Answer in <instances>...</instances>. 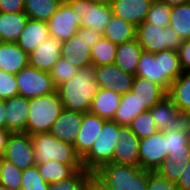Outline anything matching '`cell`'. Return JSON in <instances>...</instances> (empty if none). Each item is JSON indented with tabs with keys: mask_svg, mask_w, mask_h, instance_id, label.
<instances>
[{
	"mask_svg": "<svg viewBox=\"0 0 190 190\" xmlns=\"http://www.w3.org/2000/svg\"><path fill=\"white\" fill-rule=\"evenodd\" d=\"M98 90L93 65L79 68L75 76L56 88L64 109L83 113L89 112Z\"/></svg>",
	"mask_w": 190,
	"mask_h": 190,
	"instance_id": "cell-1",
	"label": "cell"
},
{
	"mask_svg": "<svg viewBox=\"0 0 190 190\" xmlns=\"http://www.w3.org/2000/svg\"><path fill=\"white\" fill-rule=\"evenodd\" d=\"M182 72L178 51L169 49L157 53L143 51L135 76L148 79L168 92L171 84Z\"/></svg>",
	"mask_w": 190,
	"mask_h": 190,
	"instance_id": "cell-2",
	"label": "cell"
},
{
	"mask_svg": "<svg viewBox=\"0 0 190 190\" xmlns=\"http://www.w3.org/2000/svg\"><path fill=\"white\" fill-rule=\"evenodd\" d=\"M108 190H147L148 170L140 166L107 163L93 173Z\"/></svg>",
	"mask_w": 190,
	"mask_h": 190,
	"instance_id": "cell-3",
	"label": "cell"
},
{
	"mask_svg": "<svg viewBox=\"0 0 190 190\" xmlns=\"http://www.w3.org/2000/svg\"><path fill=\"white\" fill-rule=\"evenodd\" d=\"M31 138L36 164L57 161L71 165L76 171L84 170L81 157L76 153L73 144L57 139L50 132L38 133Z\"/></svg>",
	"mask_w": 190,
	"mask_h": 190,
	"instance_id": "cell-4",
	"label": "cell"
},
{
	"mask_svg": "<svg viewBox=\"0 0 190 190\" xmlns=\"http://www.w3.org/2000/svg\"><path fill=\"white\" fill-rule=\"evenodd\" d=\"M64 107L57 91L29 99V115L25 133L35 135L49 132Z\"/></svg>",
	"mask_w": 190,
	"mask_h": 190,
	"instance_id": "cell-5",
	"label": "cell"
},
{
	"mask_svg": "<svg viewBox=\"0 0 190 190\" xmlns=\"http://www.w3.org/2000/svg\"><path fill=\"white\" fill-rule=\"evenodd\" d=\"M120 125L106 120L90 150L81 158L83 168L95 173L100 167L112 163L115 145L119 141Z\"/></svg>",
	"mask_w": 190,
	"mask_h": 190,
	"instance_id": "cell-6",
	"label": "cell"
},
{
	"mask_svg": "<svg viewBox=\"0 0 190 190\" xmlns=\"http://www.w3.org/2000/svg\"><path fill=\"white\" fill-rule=\"evenodd\" d=\"M136 40L143 51L149 53L168 49L178 51L183 41L170 26L162 28L147 21L136 27Z\"/></svg>",
	"mask_w": 190,
	"mask_h": 190,
	"instance_id": "cell-7",
	"label": "cell"
},
{
	"mask_svg": "<svg viewBox=\"0 0 190 190\" xmlns=\"http://www.w3.org/2000/svg\"><path fill=\"white\" fill-rule=\"evenodd\" d=\"M72 11L78 13L82 20L80 28H92L100 34H104L106 26L113 15L109 1L73 0L68 2Z\"/></svg>",
	"mask_w": 190,
	"mask_h": 190,
	"instance_id": "cell-8",
	"label": "cell"
},
{
	"mask_svg": "<svg viewBox=\"0 0 190 190\" xmlns=\"http://www.w3.org/2000/svg\"><path fill=\"white\" fill-rule=\"evenodd\" d=\"M18 95L35 98L56 91L52 78L47 71L39 70L29 64L16 75Z\"/></svg>",
	"mask_w": 190,
	"mask_h": 190,
	"instance_id": "cell-9",
	"label": "cell"
},
{
	"mask_svg": "<svg viewBox=\"0 0 190 190\" xmlns=\"http://www.w3.org/2000/svg\"><path fill=\"white\" fill-rule=\"evenodd\" d=\"M2 158L13 163L22 171L35 166L36 160L31 135L24 132L11 133Z\"/></svg>",
	"mask_w": 190,
	"mask_h": 190,
	"instance_id": "cell-10",
	"label": "cell"
},
{
	"mask_svg": "<svg viewBox=\"0 0 190 190\" xmlns=\"http://www.w3.org/2000/svg\"><path fill=\"white\" fill-rule=\"evenodd\" d=\"M138 152L139 166L145 170L156 171L169 156L165 132L158 131L150 137L140 139Z\"/></svg>",
	"mask_w": 190,
	"mask_h": 190,
	"instance_id": "cell-11",
	"label": "cell"
},
{
	"mask_svg": "<svg viewBox=\"0 0 190 190\" xmlns=\"http://www.w3.org/2000/svg\"><path fill=\"white\" fill-rule=\"evenodd\" d=\"M81 20L82 17L72 11L68 3H60L57 11L47 22L49 35L61 42L66 41L77 34Z\"/></svg>",
	"mask_w": 190,
	"mask_h": 190,
	"instance_id": "cell-12",
	"label": "cell"
},
{
	"mask_svg": "<svg viewBox=\"0 0 190 190\" xmlns=\"http://www.w3.org/2000/svg\"><path fill=\"white\" fill-rule=\"evenodd\" d=\"M95 79L99 88L125 95L132 90L134 75L124 72L115 63L95 67Z\"/></svg>",
	"mask_w": 190,
	"mask_h": 190,
	"instance_id": "cell-13",
	"label": "cell"
},
{
	"mask_svg": "<svg viewBox=\"0 0 190 190\" xmlns=\"http://www.w3.org/2000/svg\"><path fill=\"white\" fill-rule=\"evenodd\" d=\"M139 143L140 139L129 126L120 125L119 141L115 145L112 162L139 166Z\"/></svg>",
	"mask_w": 190,
	"mask_h": 190,
	"instance_id": "cell-14",
	"label": "cell"
},
{
	"mask_svg": "<svg viewBox=\"0 0 190 190\" xmlns=\"http://www.w3.org/2000/svg\"><path fill=\"white\" fill-rule=\"evenodd\" d=\"M61 57L78 69L92 65L91 48L85 40V28H80L76 35L62 42Z\"/></svg>",
	"mask_w": 190,
	"mask_h": 190,
	"instance_id": "cell-15",
	"label": "cell"
},
{
	"mask_svg": "<svg viewBox=\"0 0 190 190\" xmlns=\"http://www.w3.org/2000/svg\"><path fill=\"white\" fill-rule=\"evenodd\" d=\"M149 110L154 118V124L159 131L164 132L169 129L178 128L188 120V118L178 110L168 95L163 97Z\"/></svg>",
	"mask_w": 190,
	"mask_h": 190,
	"instance_id": "cell-16",
	"label": "cell"
},
{
	"mask_svg": "<svg viewBox=\"0 0 190 190\" xmlns=\"http://www.w3.org/2000/svg\"><path fill=\"white\" fill-rule=\"evenodd\" d=\"M167 139L168 158L174 161H190V120L175 129L164 131Z\"/></svg>",
	"mask_w": 190,
	"mask_h": 190,
	"instance_id": "cell-17",
	"label": "cell"
},
{
	"mask_svg": "<svg viewBox=\"0 0 190 190\" xmlns=\"http://www.w3.org/2000/svg\"><path fill=\"white\" fill-rule=\"evenodd\" d=\"M106 119L91 112H85L82 117L79 133L73 144L76 153L82 158L92 147L95 139L103 128Z\"/></svg>",
	"mask_w": 190,
	"mask_h": 190,
	"instance_id": "cell-18",
	"label": "cell"
},
{
	"mask_svg": "<svg viewBox=\"0 0 190 190\" xmlns=\"http://www.w3.org/2000/svg\"><path fill=\"white\" fill-rule=\"evenodd\" d=\"M62 42L49 36L28 55L29 65L49 72L61 58Z\"/></svg>",
	"mask_w": 190,
	"mask_h": 190,
	"instance_id": "cell-19",
	"label": "cell"
},
{
	"mask_svg": "<svg viewBox=\"0 0 190 190\" xmlns=\"http://www.w3.org/2000/svg\"><path fill=\"white\" fill-rule=\"evenodd\" d=\"M28 115L29 98L17 95L5 100L6 129L11 133H25Z\"/></svg>",
	"mask_w": 190,
	"mask_h": 190,
	"instance_id": "cell-20",
	"label": "cell"
},
{
	"mask_svg": "<svg viewBox=\"0 0 190 190\" xmlns=\"http://www.w3.org/2000/svg\"><path fill=\"white\" fill-rule=\"evenodd\" d=\"M83 112L63 109L50 133L61 141L74 144L81 127Z\"/></svg>",
	"mask_w": 190,
	"mask_h": 190,
	"instance_id": "cell-21",
	"label": "cell"
},
{
	"mask_svg": "<svg viewBox=\"0 0 190 190\" xmlns=\"http://www.w3.org/2000/svg\"><path fill=\"white\" fill-rule=\"evenodd\" d=\"M153 0H110L113 14L134 24L145 21Z\"/></svg>",
	"mask_w": 190,
	"mask_h": 190,
	"instance_id": "cell-22",
	"label": "cell"
},
{
	"mask_svg": "<svg viewBox=\"0 0 190 190\" xmlns=\"http://www.w3.org/2000/svg\"><path fill=\"white\" fill-rule=\"evenodd\" d=\"M28 64V54L17 43L0 42V70L16 75Z\"/></svg>",
	"mask_w": 190,
	"mask_h": 190,
	"instance_id": "cell-23",
	"label": "cell"
},
{
	"mask_svg": "<svg viewBox=\"0 0 190 190\" xmlns=\"http://www.w3.org/2000/svg\"><path fill=\"white\" fill-rule=\"evenodd\" d=\"M47 22L29 19L26 21L24 30L16 42L28 55L49 37Z\"/></svg>",
	"mask_w": 190,
	"mask_h": 190,
	"instance_id": "cell-24",
	"label": "cell"
},
{
	"mask_svg": "<svg viewBox=\"0 0 190 190\" xmlns=\"http://www.w3.org/2000/svg\"><path fill=\"white\" fill-rule=\"evenodd\" d=\"M131 91L147 110L167 95V92L160 85L139 76H134Z\"/></svg>",
	"mask_w": 190,
	"mask_h": 190,
	"instance_id": "cell-25",
	"label": "cell"
},
{
	"mask_svg": "<svg viewBox=\"0 0 190 190\" xmlns=\"http://www.w3.org/2000/svg\"><path fill=\"white\" fill-rule=\"evenodd\" d=\"M28 16L23 12H0V42L16 43L24 30Z\"/></svg>",
	"mask_w": 190,
	"mask_h": 190,
	"instance_id": "cell-26",
	"label": "cell"
},
{
	"mask_svg": "<svg viewBox=\"0 0 190 190\" xmlns=\"http://www.w3.org/2000/svg\"><path fill=\"white\" fill-rule=\"evenodd\" d=\"M120 100V94H117L112 90L99 88L96 95L92 99L89 112L106 120H112L117 108L119 107Z\"/></svg>",
	"mask_w": 190,
	"mask_h": 190,
	"instance_id": "cell-27",
	"label": "cell"
},
{
	"mask_svg": "<svg viewBox=\"0 0 190 190\" xmlns=\"http://www.w3.org/2000/svg\"><path fill=\"white\" fill-rule=\"evenodd\" d=\"M142 52L143 49L136 39L121 43L117 45L115 64L124 72L135 76Z\"/></svg>",
	"mask_w": 190,
	"mask_h": 190,
	"instance_id": "cell-28",
	"label": "cell"
},
{
	"mask_svg": "<svg viewBox=\"0 0 190 190\" xmlns=\"http://www.w3.org/2000/svg\"><path fill=\"white\" fill-rule=\"evenodd\" d=\"M167 95L188 119L190 118V72L182 74L171 84Z\"/></svg>",
	"mask_w": 190,
	"mask_h": 190,
	"instance_id": "cell-29",
	"label": "cell"
},
{
	"mask_svg": "<svg viewBox=\"0 0 190 190\" xmlns=\"http://www.w3.org/2000/svg\"><path fill=\"white\" fill-rule=\"evenodd\" d=\"M103 37L119 45L136 39V26L113 14L106 26Z\"/></svg>",
	"mask_w": 190,
	"mask_h": 190,
	"instance_id": "cell-30",
	"label": "cell"
},
{
	"mask_svg": "<svg viewBox=\"0 0 190 190\" xmlns=\"http://www.w3.org/2000/svg\"><path fill=\"white\" fill-rule=\"evenodd\" d=\"M146 110V107L141 104L136 95L129 91L121 96L119 107L112 120L119 125L128 126L137 115Z\"/></svg>",
	"mask_w": 190,
	"mask_h": 190,
	"instance_id": "cell-31",
	"label": "cell"
},
{
	"mask_svg": "<svg viewBox=\"0 0 190 190\" xmlns=\"http://www.w3.org/2000/svg\"><path fill=\"white\" fill-rule=\"evenodd\" d=\"M59 5V0H24V12L29 19L48 22Z\"/></svg>",
	"mask_w": 190,
	"mask_h": 190,
	"instance_id": "cell-32",
	"label": "cell"
},
{
	"mask_svg": "<svg viewBox=\"0 0 190 190\" xmlns=\"http://www.w3.org/2000/svg\"><path fill=\"white\" fill-rule=\"evenodd\" d=\"M169 26L181 39H190V2L171 7Z\"/></svg>",
	"mask_w": 190,
	"mask_h": 190,
	"instance_id": "cell-33",
	"label": "cell"
},
{
	"mask_svg": "<svg viewBox=\"0 0 190 190\" xmlns=\"http://www.w3.org/2000/svg\"><path fill=\"white\" fill-rule=\"evenodd\" d=\"M39 175L48 184L69 179L77 171L69 164L59 163L57 161L46 162L45 164H36Z\"/></svg>",
	"mask_w": 190,
	"mask_h": 190,
	"instance_id": "cell-34",
	"label": "cell"
},
{
	"mask_svg": "<svg viewBox=\"0 0 190 190\" xmlns=\"http://www.w3.org/2000/svg\"><path fill=\"white\" fill-rule=\"evenodd\" d=\"M117 45L107 40L103 36L91 48V64L100 67L115 63Z\"/></svg>",
	"mask_w": 190,
	"mask_h": 190,
	"instance_id": "cell-35",
	"label": "cell"
},
{
	"mask_svg": "<svg viewBox=\"0 0 190 190\" xmlns=\"http://www.w3.org/2000/svg\"><path fill=\"white\" fill-rule=\"evenodd\" d=\"M23 171L0 157V184L10 190H21Z\"/></svg>",
	"mask_w": 190,
	"mask_h": 190,
	"instance_id": "cell-36",
	"label": "cell"
},
{
	"mask_svg": "<svg viewBox=\"0 0 190 190\" xmlns=\"http://www.w3.org/2000/svg\"><path fill=\"white\" fill-rule=\"evenodd\" d=\"M128 126L139 139L150 137L159 131L150 110L137 115Z\"/></svg>",
	"mask_w": 190,
	"mask_h": 190,
	"instance_id": "cell-37",
	"label": "cell"
},
{
	"mask_svg": "<svg viewBox=\"0 0 190 190\" xmlns=\"http://www.w3.org/2000/svg\"><path fill=\"white\" fill-rule=\"evenodd\" d=\"M171 7L159 0H153L145 21L165 28L169 26Z\"/></svg>",
	"mask_w": 190,
	"mask_h": 190,
	"instance_id": "cell-38",
	"label": "cell"
},
{
	"mask_svg": "<svg viewBox=\"0 0 190 190\" xmlns=\"http://www.w3.org/2000/svg\"><path fill=\"white\" fill-rule=\"evenodd\" d=\"M93 175L87 170L77 171L69 179L49 184L48 190H83L87 180Z\"/></svg>",
	"mask_w": 190,
	"mask_h": 190,
	"instance_id": "cell-39",
	"label": "cell"
},
{
	"mask_svg": "<svg viewBox=\"0 0 190 190\" xmlns=\"http://www.w3.org/2000/svg\"><path fill=\"white\" fill-rule=\"evenodd\" d=\"M78 68L64 58H60L49 71L52 81L57 88L60 84L76 75Z\"/></svg>",
	"mask_w": 190,
	"mask_h": 190,
	"instance_id": "cell-40",
	"label": "cell"
},
{
	"mask_svg": "<svg viewBox=\"0 0 190 190\" xmlns=\"http://www.w3.org/2000/svg\"><path fill=\"white\" fill-rule=\"evenodd\" d=\"M49 184L39 175L37 166L23 170L21 190H48Z\"/></svg>",
	"mask_w": 190,
	"mask_h": 190,
	"instance_id": "cell-41",
	"label": "cell"
},
{
	"mask_svg": "<svg viewBox=\"0 0 190 190\" xmlns=\"http://www.w3.org/2000/svg\"><path fill=\"white\" fill-rule=\"evenodd\" d=\"M185 167L186 164L183 161L179 162L166 158L156 172L171 182L177 183Z\"/></svg>",
	"mask_w": 190,
	"mask_h": 190,
	"instance_id": "cell-42",
	"label": "cell"
},
{
	"mask_svg": "<svg viewBox=\"0 0 190 190\" xmlns=\"http://www.w3.org/2000/svg\"><path fill=\"white\" fill-rule=\"evenodd\" d=\"M18 95V86L14 74L0 70V100Z\"/></svg>",
	"mask_w": 190,
	"mask_h": 190,
	"instance_id": "cell-43",
	"label": "cell"
},
{
	"mask_svg": "<svg viewBox=\"0 0 190 190\" xmlns=\"http://www.w3.org/2000/svg\"><path fill=\"white\" fill-rule=\"evenodd\" d=\"M147 190H179L176 183L159 175L156 171L148 170Z\"/></svg>",
	"mask_w": 190,
	"mask_h": 190,
	"instance_id": "cell-44",
	"label": "cell"
},
{
	"mask_svg": "<svg viewBox=\"0 0 190 190\" xmlns=\"http://www.w3.org/2000/svg\"><path fill=\"white\" fill-rule=\"evenodd\" d=\"M178 55L182 71L190 72V39L182 41Z\"/></svg>",
	"mask_w": 190,
	"mask_h": 190,
	"instance_id": "cell-45",
	"label": "cell"
},
{
	"mask_svg": "<svg viewBox=\"0 0 190 190\" xmlns=\"http://www.w3.org/2000/svg\"><path fill=\"white\" fill-rule=\"evenodd\" d=\"M24 11V0H0V12L15 13Z\"/></svg>",
	"mask_w": 190,
	"mask_h": 190,
	"instance_id": "cell-46",
	"label": "cell"
},
{
	"mask_svg": "<svg viewBox=\"0 0 190 190\" xmlns=\"http://www.w3.org/2000/svg\"><path fill=\"white\" fill-rule=\"evenodd\" d=\"M176 185L179 190H190V161L186 164L184 171L181 173Z\"/></svg>",
	"mask_w": 190,
	"mask_h": 190,
	"instance_id": "cell-47",
	"label": "cell"
},
{
	"mask_svg": "<svg viewBox=\"0 0 190 190\" xmlns=\"http://www.w3.org/2000/svg\"><path fill=\"white\" fill-rule=\"evenodd\" d=\"M83 190H108L105 185L93 174L86 182Z\"/></svg>",
	"mask_w": 190,
	"mask_h": 190,
	"instance_id": "cell-48",
	"label": "cell"
},
{
	"mask_svg": "<svg viewBox=\"0 0 190 190\" xmlns=\"http://www.w3.org/2000/svg\"><path fill=\"white\" fill-rule=\"evenodd\" d=\"M102 36V34L98 33L90 27L85 28V40L89 44L90 48H92Z\"/></svg>",
	"mask_w": 190,
	"mask_h": 190,
	"instance_id": "cell-49",
	"label": "cell"
},
{
	"mask_svg": "<svg viewBox=\"0 0 190 190\" xmlns=\"http://www.w3.org/2000/svg\"><path fill=\"white\" fill-rule=\"evenodd\" d=\"M11 132L7 129H0V157L3 156L7 144V140Z\"/></svg>",
	"mask_w": 190,
	"mask_h": 190,
	"instance_id": "cell-50",
	"label": "cell"
},
{
	"mask_svg": "<svg viewBox=\"0 0 190 190\" xmlns=\"http://www.w3.org/2000/svg\"><path fill=\"white\" fill-rule=\"evenodd\" d=\"M5 100H0V129H6Z\"/></svg>",
	"mask_w": 190,
	"mask_h": 190,
	"instance_id": "cell-51",
	"label": "cell"
},
{
	"mask_svg": "<svg viewBox=\"0 0 190 190\" xmlns=\"http://www.w3.org/2000/svg\"><path fill=\"white\" fill-rule=\"evenodd\" d=\"M159 1L164 2L165 4L169 5L170 7L190 2V0H159Z\"/></svg>",
	"mask_w": 190,
	"mask_h": 190,
	"instance_id": "cell-52",
	"label": "cell"
},
{
	"mask_svg": "<svg viewBox=\"0 0 190 190\" xmlns=\"http://www.w3.org/2000/svg\"><path fill=\"white\" fill-rule=\"evenodd\" d=\"M73 0H59L60 3H68V2H71Z\"/></svg>",
	"mask_w": 190,
	"mask_h": 190,
	"instance_id": "cell-53",
	"label": "cell"
},
{
	"mask_svg": "<svg viewBox=\"0 0 190 190\" xmlns=\"http://www.w3.org/2000/svg\"><path fill=\"white\" fill-rule=\"evenodd\" d=\"M0 190H10V189L0 184Z\"/></svg>",
	"mask_w": 190,
	"mask_h": 190,
	"instance_id": "cell-54",
	"label": "cell"
}]
</instances>
